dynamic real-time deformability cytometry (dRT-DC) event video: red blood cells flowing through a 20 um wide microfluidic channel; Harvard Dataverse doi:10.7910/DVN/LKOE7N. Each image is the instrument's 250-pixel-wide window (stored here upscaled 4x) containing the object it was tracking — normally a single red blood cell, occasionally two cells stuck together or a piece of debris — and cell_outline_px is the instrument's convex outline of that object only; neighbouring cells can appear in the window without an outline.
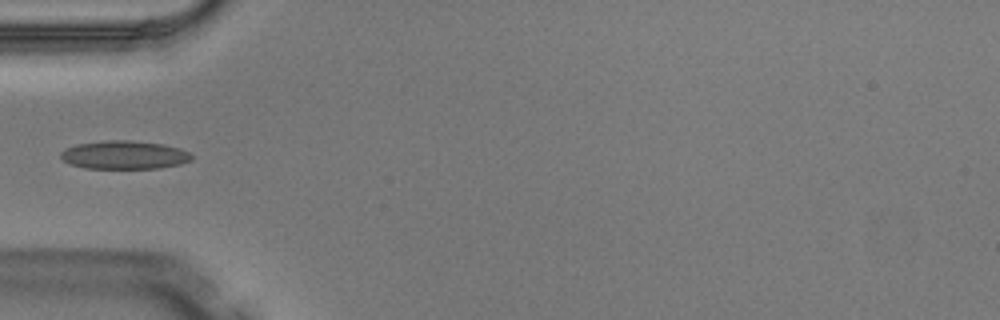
{"species": "Egyptian fruit bat (a non-hibernating species)", "species_latin": "Rousettus aegyptiacus", "temperature_condition": "warm", "stored_images_in_passage": 4, "camera_frame_rate_fps": 3000, "um_per_image_px": 0.085, "animal": {"sex": "male"}, "frame": {"image": 1, "passage_image": 4, "time_ms": 1.0, "image_size_px": [1000, 320], "cell_outline_px": [[192, 160], [180, 164], [160, 168], [84, 168], [72, 164], [64, 160], [60, 156], [60, 152], [76, 144], [108, 140], [128, 140], [164, 144], [180, 148], [188, 152], [192, 156]], "centroid_in_image_um": [10.59, 13.17], "position_along_channel_um": 74.4, "area_um2": 21.5}}